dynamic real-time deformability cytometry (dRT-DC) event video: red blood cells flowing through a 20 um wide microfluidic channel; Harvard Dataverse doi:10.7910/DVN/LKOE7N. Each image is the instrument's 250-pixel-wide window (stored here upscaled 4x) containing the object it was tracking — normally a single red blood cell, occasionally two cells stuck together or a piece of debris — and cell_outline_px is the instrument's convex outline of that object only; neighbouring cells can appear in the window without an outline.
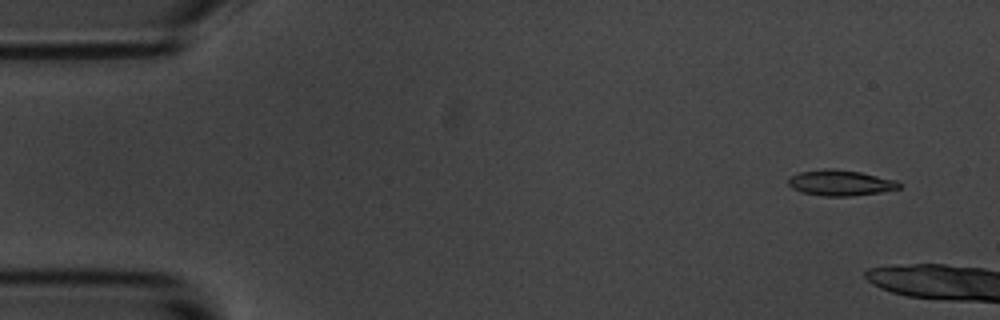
{"species": "common noctule bat (a hibernating species)", "species_latin": "Nyctalus noctula", "temperature_condition": "room temperature", "stored_images_in_passage": 5, "segment_of_instrument_passage": [2, 2], "camera_frame_rate_fps": 3000, "um_per_image_px": 0.085, "animal": {"sex": "male", "body_mass_g": 20.1, "forearm_length_mm": 53.5}, "frame": {"image": 1, "passage_image": 5, "time_ms": 4.667, "image_size_px": [1000, 320], "cell_outline_px": [[900, 188], [880, 192], [848, 196], [824, 196], [800, 192], [792, 188], [788, 184], [788, 176], [800, 172], [824, 168], [832, 168], [860, 172], [896, 180], [900, 184]], "centroid_in_image_um": [71.38, 15.53], "position_along_channel_um": 13.6, "area_um2": 16.59}}